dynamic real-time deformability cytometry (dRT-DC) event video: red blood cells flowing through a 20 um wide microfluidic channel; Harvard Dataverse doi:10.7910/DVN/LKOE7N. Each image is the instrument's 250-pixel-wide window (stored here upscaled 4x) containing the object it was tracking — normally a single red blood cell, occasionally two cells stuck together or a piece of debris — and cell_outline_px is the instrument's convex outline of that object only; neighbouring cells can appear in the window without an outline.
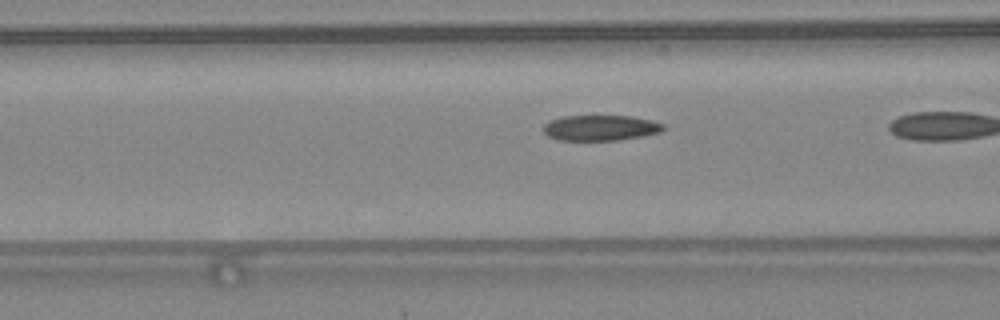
{"species": "common noctule bat (a hibernating species)", "species_latin": "Nyctalus noctula", "temperature_condition": "warm", "stored_images_in_passage": 21, "camera_frame_rate_fps": 3000, "um_per_image_px": 0.085, "animal": {"sex": "female", "body_mass_g": 24.6, "forearm_length_mm": 56.2}, "frame": {"image": 1, "passage_image": 18, "time_ms": 5.667, "image_size_px": [1000, 320], "cell_outline_px": [[664, 128], [660, 132], [644, 136], [620, 140], [556, 140], [548, 136], [544, 132], [544, 124], [560, 116], [632, 116], [652, 120], [664, 124]], "centroid_in_image_um": [51.05, 10.87], "position_along_channel_um": 115.5, "area_um2": 17.92}}